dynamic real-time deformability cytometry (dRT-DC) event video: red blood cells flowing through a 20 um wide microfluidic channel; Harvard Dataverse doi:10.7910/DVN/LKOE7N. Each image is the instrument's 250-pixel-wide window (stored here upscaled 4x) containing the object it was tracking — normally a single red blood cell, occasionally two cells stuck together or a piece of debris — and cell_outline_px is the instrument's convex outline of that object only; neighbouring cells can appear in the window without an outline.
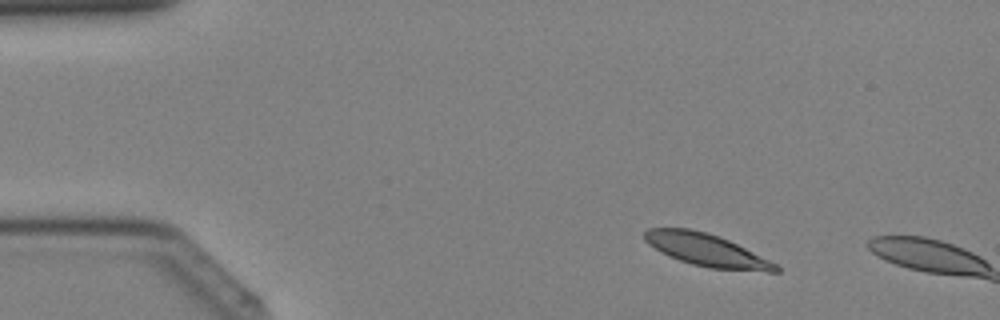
{"species": "Egyptian fruit bat (a non-hibernating species)", "species_latin": "Rousettus aegyptiacus", "temperature_condition": "cold", "stored_images_in_passage": 5, "camera_frame_rate_fps": 3000, "um_per_image_px": 0.085, "animal": {"sex": "female"}, "frame": {"image": 1, "passage_image": 4, "time_ms": 1.0, "image_size_px": [1000, 320], "cell_outline_px": [[780, 272], [768, 272], [708, 268], [692, 264], [668, 256], [660, 252], [648, 244], [644, 240], [644, 232], [648, 228], [688, 228], [720, 236], [776, 264], [780, 268]], "centroid_in_image_um": [60.01, 21.26], "position_along_channel_um": 25.0, "area_um2": 24.62}}